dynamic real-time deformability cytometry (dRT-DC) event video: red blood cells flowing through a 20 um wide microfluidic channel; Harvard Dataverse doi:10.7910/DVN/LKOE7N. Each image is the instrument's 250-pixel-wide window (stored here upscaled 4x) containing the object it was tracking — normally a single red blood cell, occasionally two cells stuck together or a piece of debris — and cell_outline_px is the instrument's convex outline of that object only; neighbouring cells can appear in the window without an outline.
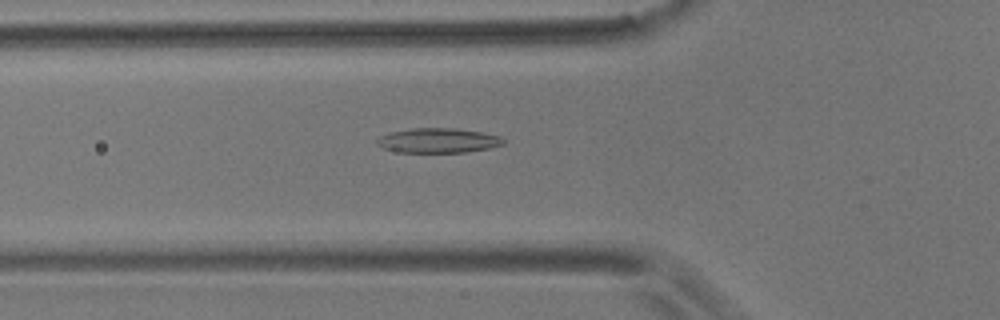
{"species": "common noctule bat (a hibernating species)", "species_latin": "Nyctalus noctula", "temperature_condition": "room temperature", "stored_images_in_passage": 7, "camera_frame_rate_fps": 3000, "um_per_image_px": 0.085, "animal": {"sex": "male", "body_mass_g": 17.9}, "frame": {"image": 1, "passage_image": 2, "time_ms": 0.333, "image_size_px": [1000, 320], "cell_outline_px": [[504, 144], [492, 148], [464, 152], [400, 152], [384, 148], [376, 144], [376, 140], [380, 136], [392, 132], [412, 128], [456, 128], [480, 132], [500, 136], [504, 140]], "centroid_in_image_um": [37.26, 11.94], "position_along_channel_um": 88.5, "area_um2": 18.09}}